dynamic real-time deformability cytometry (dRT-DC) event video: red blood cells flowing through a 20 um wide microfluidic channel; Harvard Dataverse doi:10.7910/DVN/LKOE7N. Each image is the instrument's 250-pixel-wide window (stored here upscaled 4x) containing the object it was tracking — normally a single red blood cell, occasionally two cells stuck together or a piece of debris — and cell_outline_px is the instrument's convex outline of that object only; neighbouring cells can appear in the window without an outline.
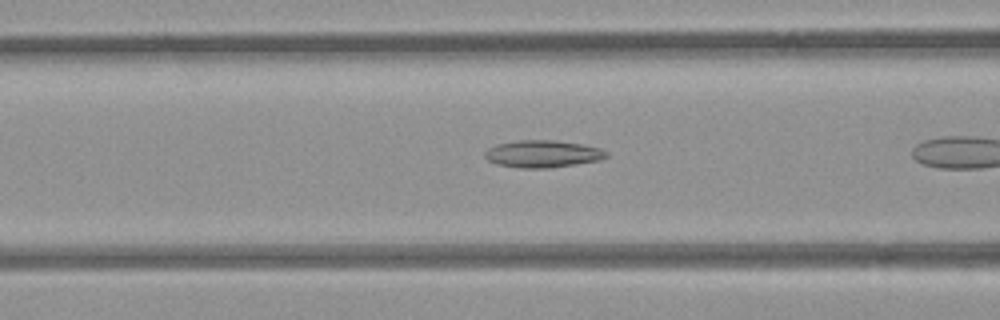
{"species": "common noctule bat (a hibernating species)", "species_latin": "Nyctalus noctula", "temperature_condition": "room temperature", "stored_images_in_passage": 29, "camera_frame_rate_fps": 3000, "um_per_image_px": 0.085, "animal": {"sex": "female", "body_mass_g": 21.9}, "frame": {"image": 1, "passage_image": 9, "time_ms": 2.667, "image_size_px": [1000, 320], "cell_outline_px": [[608, 156], [600, 160], [552, 168], [520, 168], [496, 164], [488, 160], [484, 156], [484, 152], [488, 148], [496, 144], [520, 140], [556, 140], [580, 144], [600, 148], [608, 152]], "centroid_in_image_um": [46.12, 13.08], "position_along_channel_um": 120.5, "area_um2": 19.36}}